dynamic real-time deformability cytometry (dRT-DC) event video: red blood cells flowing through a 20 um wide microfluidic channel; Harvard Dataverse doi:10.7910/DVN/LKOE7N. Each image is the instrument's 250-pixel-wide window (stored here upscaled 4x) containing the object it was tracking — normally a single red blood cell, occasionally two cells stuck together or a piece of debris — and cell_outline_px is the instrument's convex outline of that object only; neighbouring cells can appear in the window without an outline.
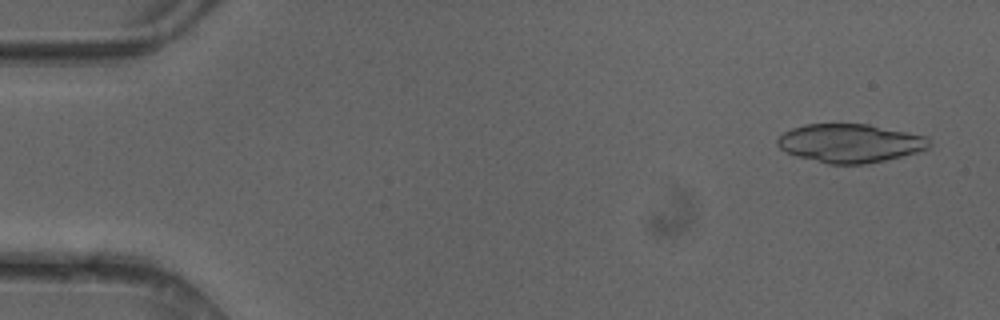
{"species": "common noctule bat (a hibernating species)", "species_latin": "Nyctalus noctula", "temperature_condition": "cold", "stored_images_in_passage": 49, "segment_of_instrument_passage": [1, 2], "camera_frame_rate_fps": 3000, "um_per_image_px": 0.085, "animal": {"sex": "female"}, "frame": {"image": 1, "passage_image": 3, "time_ms": 0.667, "image_size_px": [1000, 320], "cell_outline_px": [[928, 148], [916, 152], [884, 160], [864, 164], [828, 164], [796, 156], [780, 148], [776, 144], [776, 140], [784, 132], [792, 128], [804, 124], [868, 124], [924, 136], [928, 140]], "centroid_in_image_um": [72.19, 12.17], "position_along_channel_um": 12.8, "area_um2": 33.7}}